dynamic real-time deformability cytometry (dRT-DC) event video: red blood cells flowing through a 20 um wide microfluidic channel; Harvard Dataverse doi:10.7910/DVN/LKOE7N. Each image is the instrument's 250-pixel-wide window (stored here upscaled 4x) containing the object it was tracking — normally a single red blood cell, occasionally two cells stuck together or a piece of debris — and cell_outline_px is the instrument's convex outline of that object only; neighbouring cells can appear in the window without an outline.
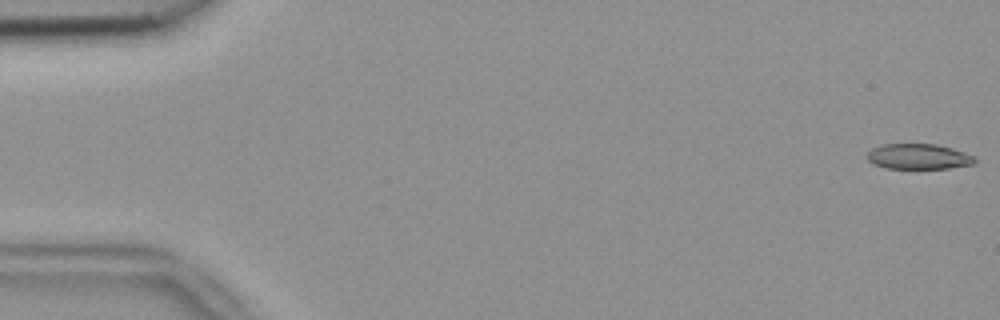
{"species": "common noctule bat (a hibernating species)", "species_latin": "Nyctalus noctula", "temperature_condition": "room temperature", "stored_images_in_passage": 5, "camera_frame_rate_fps": 3000, "um_per_image_px": 0.085, "animal": {"sex": "female", "body_mass_g": 18.4}, "frame": {"image": 1, "passage_image": 1, "time_ms": 0.0, "image_size_px": [1000, 320], "cell_outline_px": [[976, 160], [972, 164], [948, 168], [888, 168], [872, 164], [864, 156], [872, 148], [880, 144], [936, 144], [952, 148], [976, 156]], "centroid_in_image_um": [78.04, 13.3], "position_along_channel_um": 7.0, "area_um2": 16.01}}
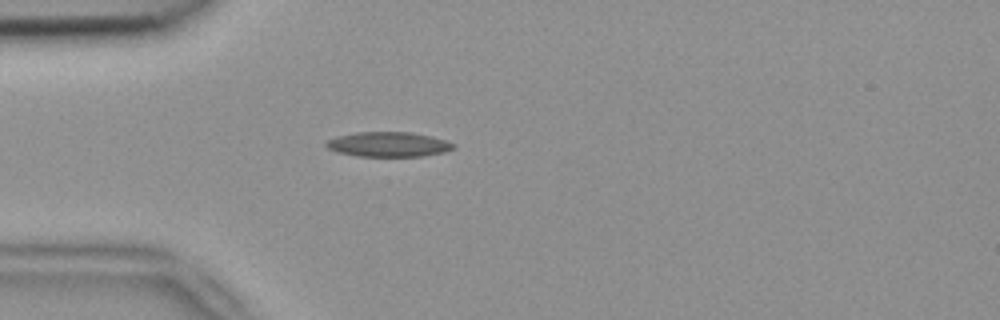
{"frame": {"image": 2, "passage_image": 5, "time_ms": 1.333, "image_size_px": [1000, 320], "cell_outline_px": [[456, 144], [452, 148], [444, 152], [424, 156], [356, 156], [336, 152], [328, 148], [324, 144], [328, 140], [336, 136], [356, 132], [412, 132], [444, 140]], "centroid_in_image_um": [32.96, 12.27], "position_along_channel_um": 52.0, "area_um2": 18.32}}